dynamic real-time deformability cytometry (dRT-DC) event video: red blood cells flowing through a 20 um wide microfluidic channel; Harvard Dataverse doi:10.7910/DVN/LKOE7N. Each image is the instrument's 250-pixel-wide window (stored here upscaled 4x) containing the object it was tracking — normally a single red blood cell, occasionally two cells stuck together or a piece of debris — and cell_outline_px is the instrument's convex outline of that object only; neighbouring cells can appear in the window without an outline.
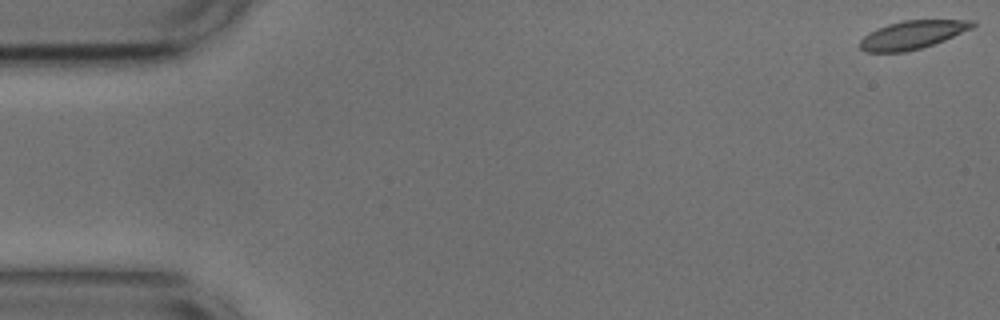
{"species": "common noctule bat (a hibernating species)", "species_latin": "Nyctalus noctula", "temperature_condition": "cold", "stored_images_in_passage": 16, "camera_frame_rate_fps": 3000, "um_per_image_px": 0.085, "animal": {"sex": "male", "body_mass_g": 17.9, "forearm_length_mm": 54.2}, "frame": {"image": 1, "passage_image": 1, "time_ms": 0.0, "image_size_px": [1000, 320], "cell_outline_px": [[976, 24], [972, 28], [944, 40], [920, 48], [904, 52], [864, 52], [860, 48], [860, 40], [864, 36], [888, 24], [904, 20], [972, 20]], "centroid_in_image_um": [77.55, 2.96], "position_along_channel_um": 7.5, "area_um2": 18.21}}
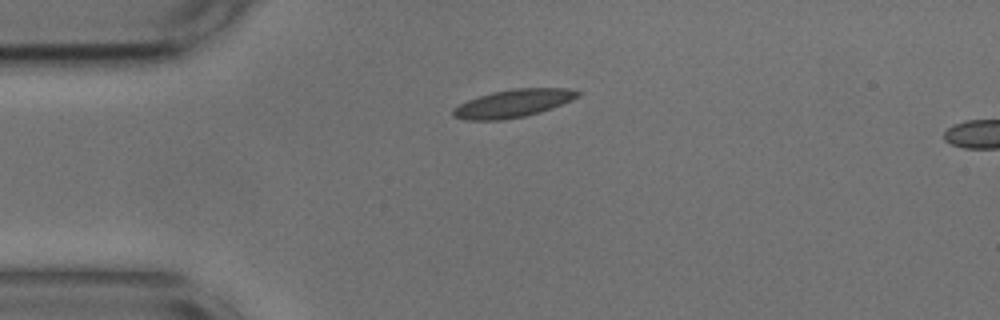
{"frame": {"image": 2, "passage_image": 13, "time_ms": 4.0, "image_size_px": [1000, 320], "cell_outline_px": [[580, 96], [572, 100], [552, 108], [540, 112], [524, 116], [504, 120], [464, 120], [452, 116], [452, 112], [460, 104], [468, 100], [492, 92], [516, 88], [568, 88], [580, 92]], "centroid_in_image_um": [43.64, 8.79], "position_along_channel_um": 41.4, "area_um2": 20.11}}